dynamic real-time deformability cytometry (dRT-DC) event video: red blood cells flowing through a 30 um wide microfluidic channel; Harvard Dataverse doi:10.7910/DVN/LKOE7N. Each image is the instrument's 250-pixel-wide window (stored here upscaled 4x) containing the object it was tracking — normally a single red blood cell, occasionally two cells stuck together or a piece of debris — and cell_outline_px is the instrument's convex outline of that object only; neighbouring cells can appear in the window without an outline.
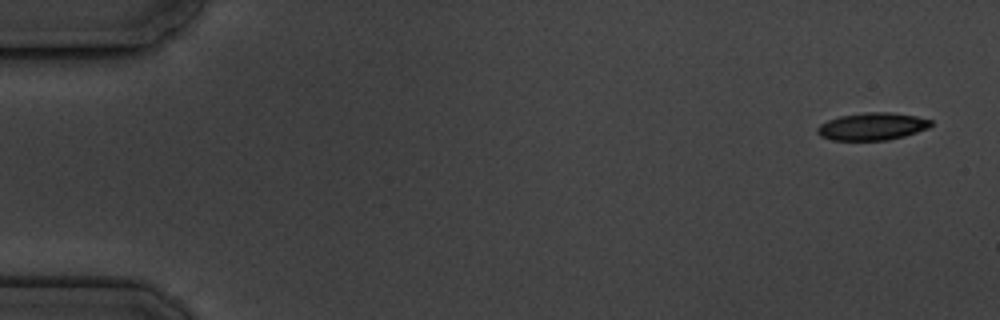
{"species": "common noctule bat (a hibernating species)", "species_latin": "Nyctalus noctula", "temperature_condition": "cold", "stored_images_in_passage": 4, "camera_frame_rate_fps": 3000, "um_per_image_px": 0.085, "animal": {"sex": "male", "body_mass_g": 19.5, "forearm_length_mm": 54.6}, "frame": {"image": 1, "passage_image": 1, "time_ms": 0.0, "image_size_px": [1000, 320], "cell_outline_px": [[932, 124], [928, 128], [904, 136], [888, 140], [832, 140], [820, 136], [816, 132], [816, 128], [820, 124], [828, 120], [840, 116], [864, 112], [888, 112], [916, 116], [932, 120]], "centroid_in_image_um": [74.11, 10.75], "position_along_channel_um": 10.9, "area_um2": 18.15}}